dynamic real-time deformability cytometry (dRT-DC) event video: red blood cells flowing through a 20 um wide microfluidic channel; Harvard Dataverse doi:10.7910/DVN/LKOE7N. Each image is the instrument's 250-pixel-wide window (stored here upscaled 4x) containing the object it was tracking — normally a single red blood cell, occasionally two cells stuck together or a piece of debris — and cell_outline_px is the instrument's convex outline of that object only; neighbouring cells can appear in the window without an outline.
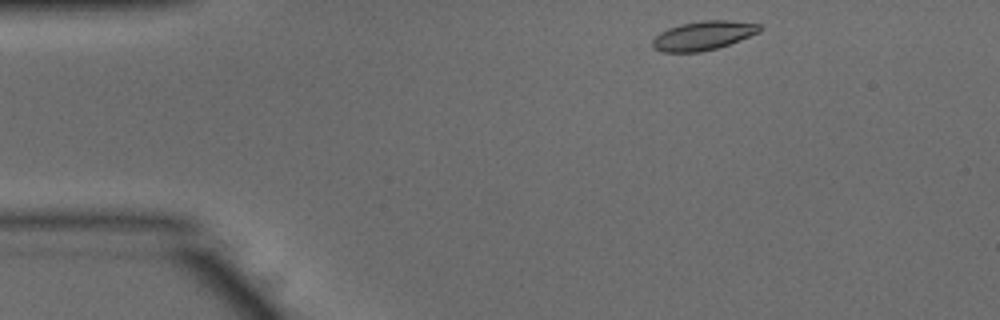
{"species": "common noctule bat (a hibernating species)", "species_latin": "Nyctalus noctula", "temperature_condition": "warm", "stored_images_in_passage": 45, "camera_frame_rate_fps": 3000, "um_per_image_px": 0.085, "animal": {"sex": "male", "body_mass_g": 15.6}, "frame": {"image": 1, "passage_image": 1, "time_ms": 0.0, "image_size_px": [1000, 320], "cell_outline_px": [[760, 32], [728, 44], [716, 48], [700, 52], [664, 52], [652, 48], [652, 40], [660, 32], [668, 28], [680, 24], [700, 20], [728, 20], [760, 24]], "centroid_in_image_um": [59.74, 3.02], "position_along_channel_um": 25.3, "area_um2": 18.03}}
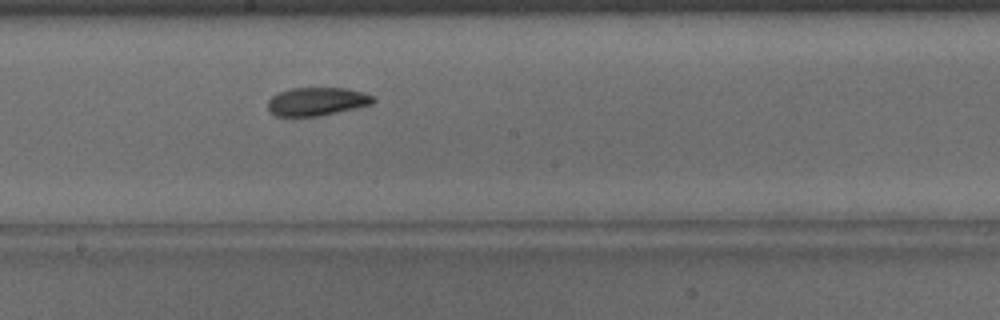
{"frame": {"image": 2, "passage_image": 21, "time_ms": 6.667, "image_size_px": [1000, 320], "cell_outline_px": [[376, 100], [372, 104], [320, 116], [276, 116], [268, 112], [268, 100], [272, 96], [280, 92], [292, 88], [344, 88], [364, 92], [372, 96]], "centroid_in_image_um": [26.92, 8.63], "position_along_channel_um": 221.3, "area_um2": 17.34}}
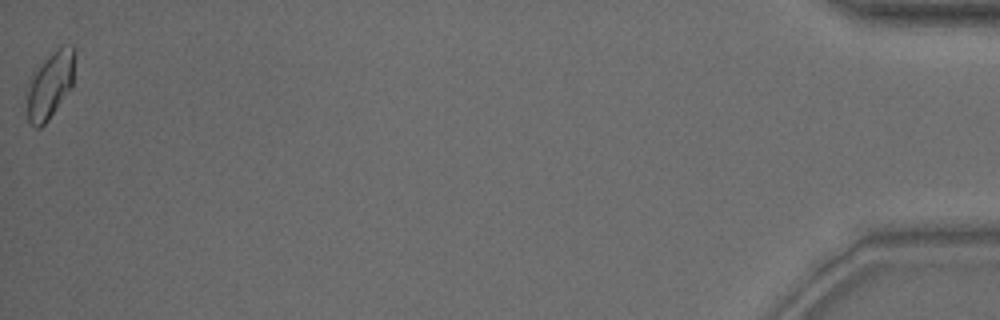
{"frame": {"image": 3, "passage_image": 45, "time_ms": 14.667, "image_size_px": [1000, 320], "cell_outline_px": [[76, 56], [72, 88], [48, 120], [40, 128], [36, 128], [28, 120], [24, 92], [36, 72], [44, 60], [60, 44], [72, 44], [76, 48]], "centroid_in_image_um": [4.29, 7.19], "position_along_channel_um": 430.9, "area_um2": 19.13}, "authors_computed_cell_mechanics": {"area_um2": 17.7446, "velocity_mm_per_s": 3.8691, "shape_relaxation_time_tau1_ms": 4.4434, "shape_relaxation_time_tau2_ms": 3.4267, "deformation_change_tau1": 0.1271, "deformation_change_tau2": 0.0748}}